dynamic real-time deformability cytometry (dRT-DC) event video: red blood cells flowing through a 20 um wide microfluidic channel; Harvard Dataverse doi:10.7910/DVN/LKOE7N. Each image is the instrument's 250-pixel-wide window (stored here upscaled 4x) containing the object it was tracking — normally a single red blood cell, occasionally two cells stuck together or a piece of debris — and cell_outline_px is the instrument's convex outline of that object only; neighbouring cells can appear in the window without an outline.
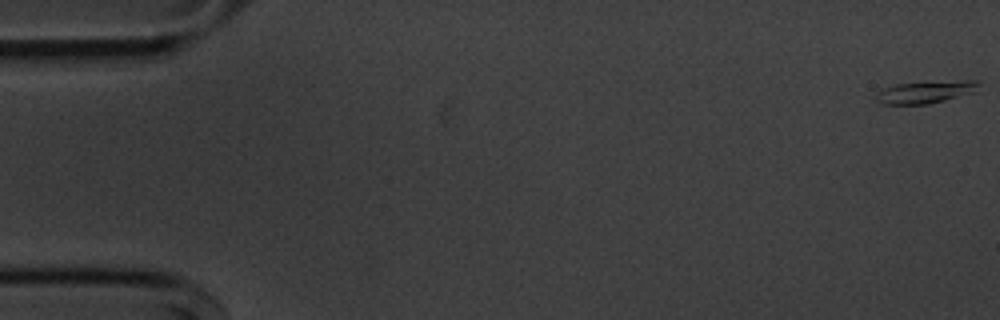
{"species": "common noctule bat (a hibernating species)", "species_latin": "Nyctalus noctula", "temperature_condition": "cold", "stored_images_in_passage": 6, "camera_frame_rate_fps": 3000, "um_per_image_px": 0.085, "animal": {"sex": "male", "body_mass_g": 20.1, "forearm_length_mm": 53.5}, "frame": {"image": 1, "passage_image": 1, "time_ms": 0.0, "image_size_px": [1000, 320], "cell_outline_px": [[980, 84], [976, 92], [928, 104], [880, 104], [876, 100], [876, 96], [884, 88], [896, 84], [968, 80], [980, 80]], "centroid_in_image_um": [78.72, 7.82], "position_along_channel_um": 6.3, "area_um2": 13.18}}